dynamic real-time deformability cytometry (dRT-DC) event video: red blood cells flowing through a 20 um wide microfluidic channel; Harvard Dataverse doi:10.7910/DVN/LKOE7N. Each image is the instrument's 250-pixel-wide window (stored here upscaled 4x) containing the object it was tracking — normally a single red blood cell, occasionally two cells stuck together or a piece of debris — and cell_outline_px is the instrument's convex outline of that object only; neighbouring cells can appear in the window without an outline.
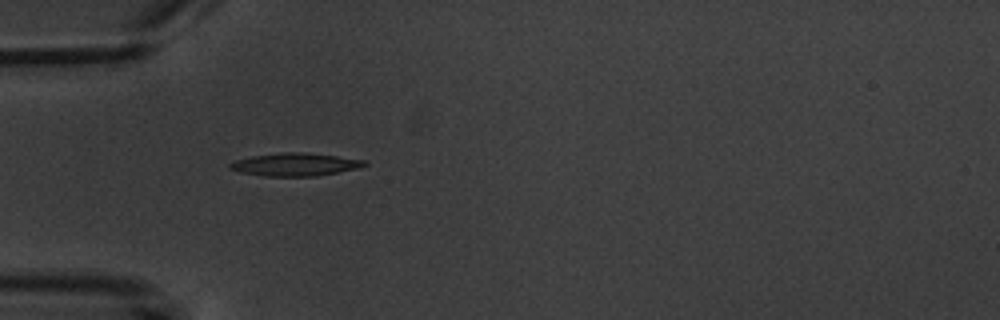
{"species": "common noctule bat (a hibernating species)", "species_latin": "Nyctalus noctula", "temperature_condition": "warm", "stored_images_in_passage": 3, "camera_frame_rate_fps": 3000, "um_per_image_px": 0.085, "animal": {"sex": "male", "body_mass_g": 20.1, "forearm_length_mm": 53.5}, "frame": {"image": 1, "passage_image": 2, "time_ms": 2.333, "image_size_px": [1000, 320], "cell_outline_px": [[368, 164], [360, 168], [316, 176], [264, 176], [240, 172], [228, 168], [228, 164], [236, 160], [252, 156], [280, 152], [300, 152], [336, 156], [364, 160]], "centroid_in_image_um": [25.07, 13.98], "position_along_channel_um": 59.9, "area_um2": 17.86}}